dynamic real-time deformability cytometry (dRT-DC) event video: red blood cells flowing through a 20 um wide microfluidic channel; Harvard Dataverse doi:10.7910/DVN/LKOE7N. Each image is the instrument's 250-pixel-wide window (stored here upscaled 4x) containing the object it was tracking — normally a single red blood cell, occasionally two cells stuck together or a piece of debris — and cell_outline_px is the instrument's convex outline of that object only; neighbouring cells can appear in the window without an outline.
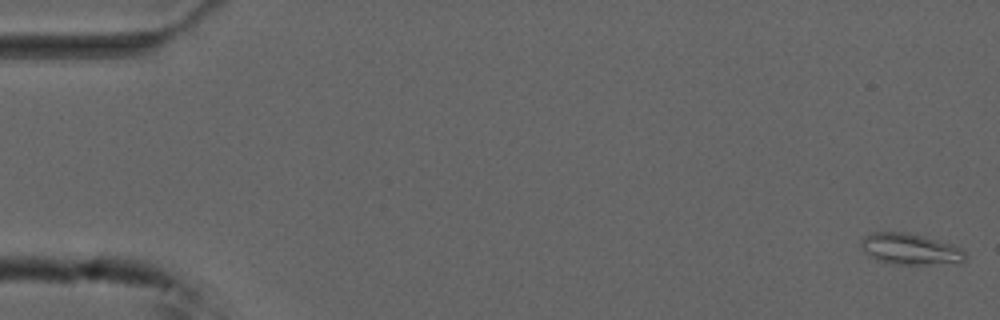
{"species": "common noctule bat (a hibernating species)", "species_latin": "Nyctalus noctula", "temperature_condition": "cold", "stored_images_in_passage": 55, "camera_frame_rate_fps": 3000, "um_per_image_px": 0.085, "animal": {"sex": "male", "forearm_length_mm": 52.5}, "frame": {"image": 1, "passage_image": 1, "time_ms": 0.0, "image_size_px": [1000, 320], "cell_outline_px": [[968, 256], [964, 260], [956, 264], [900, 264], [876, 260], [864, 252], [860, 244], [860, 240], [864, 236], [872, 232], [908, 232], [924, 236], [952, 244], [964, 248]], "centroid_in_image_um": [77.42, 21.17], "position_along_channel_um": 7.6, "area_um2": 19.25}}
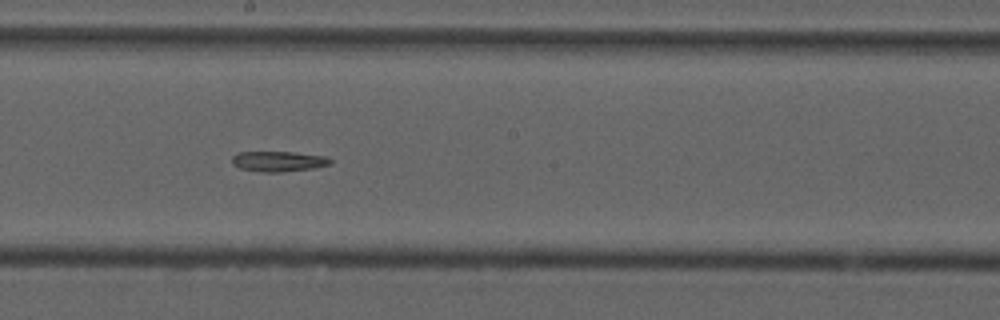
{"frame": {"image": 2, "passage_image": 30, "time_ms": 9.667, "image_size_px": [1000, 320], "cell_outline_px": [[332, 164], [316, 168], [280, 172], [264, 172], [240, 168], [232, 164], [232, 156], [240, 152], [292, 152], [324, 156], [332, 160]], "centroid_in_image_um": [23.69, 13.72], "position_along_channel_um": 224.5, "area_um2": 11.62}}
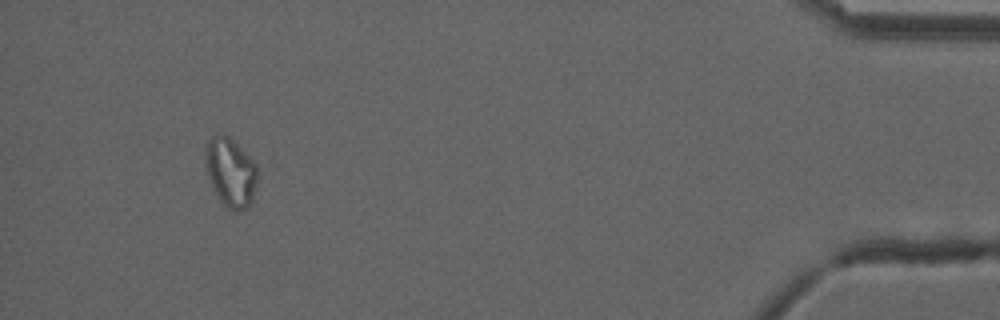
{"frame": {"image": 3, "passage_image": 51, "time_ms": 16.667, "image_size_px": [1000, 320], "cell_outline_px": [[256, 184], [252, 200], [244, 208], [236, 212], [228, 208], [220, 200], [212, 188], [208, 172], [208, 140], [212, 136], [228, 136], [256, 164]], "centroid_in_image_um": [19.63, 14.7], "position_along_channel_um": 415.6, "area_um2": 19.77}}